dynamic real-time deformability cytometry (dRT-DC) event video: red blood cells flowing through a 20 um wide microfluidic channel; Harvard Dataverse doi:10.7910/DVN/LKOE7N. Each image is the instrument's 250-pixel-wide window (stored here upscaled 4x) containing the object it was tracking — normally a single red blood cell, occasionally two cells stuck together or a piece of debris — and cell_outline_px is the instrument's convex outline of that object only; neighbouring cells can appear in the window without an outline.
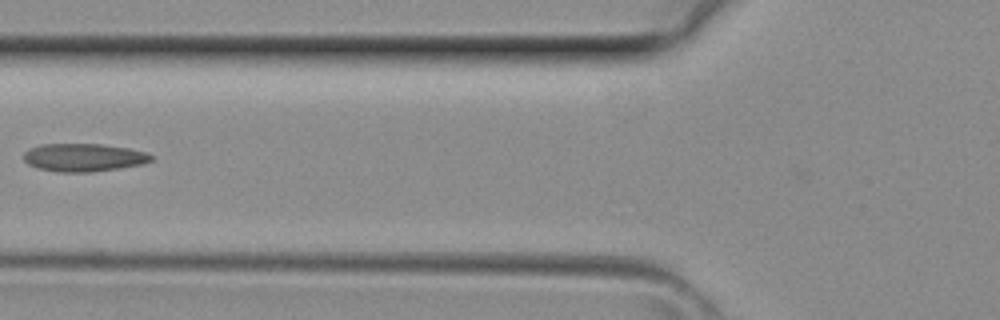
{"species": "common noctule bat (a hibernating species)", "species_latin": "Nyctalus noctula", "temperature_condition": "room temperature", "stored_images_in_passage": 5, "camera_frame_rate_fps": 3000, "um_per_image_px": 0.085, "animal": {"sex": "female", "body_mass_g": 29.2, "forearm_length_mm": 56.3}, "frame": {"image": 1, "passage_image": 5, "time_ms": 1.333, "image_size_px": [1000, 320], "cell_outline_px": [[152, 160], [140, 164], [120, 168], [92, 172], [56, 172], [40, 168], [28, 164], [24, 160], [24, 152], [40, 144], [100, 144], [128, 148], [144, 152], [152, 156]], "centroid_in_image_um": [7.09, 13.39], "position_along_channel_um": 118.7, "area_um2": 20.58}}